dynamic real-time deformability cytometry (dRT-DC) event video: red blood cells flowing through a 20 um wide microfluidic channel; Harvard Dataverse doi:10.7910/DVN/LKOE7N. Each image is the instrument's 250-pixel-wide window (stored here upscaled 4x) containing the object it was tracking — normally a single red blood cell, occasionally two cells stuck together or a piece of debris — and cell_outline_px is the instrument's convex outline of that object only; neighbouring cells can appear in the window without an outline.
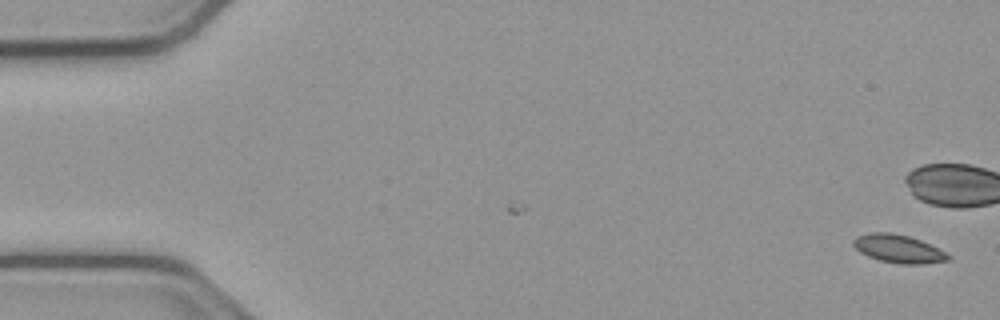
{"species": "common noctule bat (a hibernating species)", "species_latin": "Nyctalus noctula", "temperature_condition": "cold", "stored_images_in_passage": 55, "camera_frame_rate_fps": 3000, "um_per_image_px": 0.085, "animal": {"sex": "male", "body_mass_g": 23.1, "forearm_length_mm": 52.7}, "frame": {"image": 1, "passage_image": 1, "time_ms": 0.0, "image_size_px": [1000, 320], "cell_outline_px": [[952, 260], [920, 264], [900, 264], [880, 260], [868, 256], [860, 252], [852, 244], [852, 240], [856, 236], [868, 232], [892, 232], [908, 236], [920, 240], [952, 256]], "centroid_in_image_um": [76.34, 21.14], "position_along_channel_um": 8.7, "area_um2": 15.55}, "authors_computed_cell_mechanics": {"area_um2": 15.2014, "velocity_mm_per_s": 3.7823, "shape_relaxation_time_tau1_ms": 3.3913, "shape_relaxation_time_tau2_ms": 4.9578, "deformation_change_tau1": 0.068, "deformation_change_tau2": 0.0582}}